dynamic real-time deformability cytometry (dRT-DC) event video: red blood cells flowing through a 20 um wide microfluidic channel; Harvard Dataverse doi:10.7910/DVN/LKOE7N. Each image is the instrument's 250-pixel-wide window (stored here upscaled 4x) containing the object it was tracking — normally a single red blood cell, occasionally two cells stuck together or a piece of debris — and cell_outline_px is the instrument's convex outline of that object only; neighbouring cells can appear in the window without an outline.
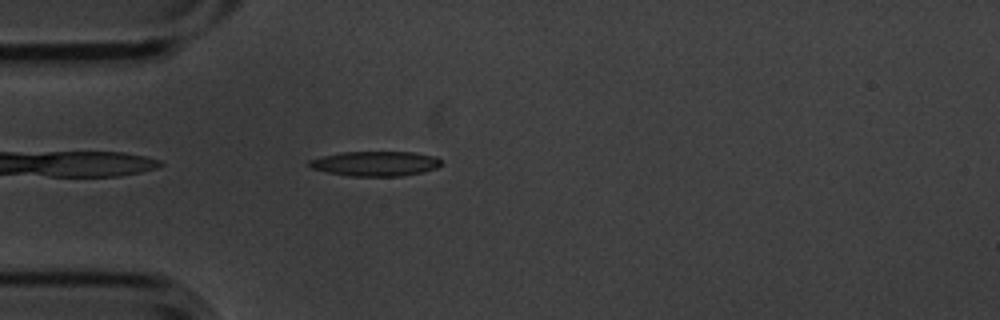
{"species": "common noctule bat (a hibernating species)", "species_latin": "Nyctalus noctula", "temperature_condition": "cold", "stored_images_in_passage": 2, "camera_frame_rate_fps": 3000, "um_per_image_px": 0.085, "animal": {"sex": "male", "body_mass_g": 20.1, "forearm_length_mm": 53.5}, "frame": {"image": 1, "passage_image": 2, "time_ms": 0.333, "image_size_px": [1000, 320], "cell_outline_px": [[444, 164], [436, 168], [424, 172], [400, 176], [348, 176], [328, 172], [312, 168], [308, 164], [308, 160], [340, 152], [412, 152], [436, 156], [444, 160]], "centroid_in_image_um": [31.98, 13.9], "position_along_channel_um": 53.0, "area_um2": 19.25}}